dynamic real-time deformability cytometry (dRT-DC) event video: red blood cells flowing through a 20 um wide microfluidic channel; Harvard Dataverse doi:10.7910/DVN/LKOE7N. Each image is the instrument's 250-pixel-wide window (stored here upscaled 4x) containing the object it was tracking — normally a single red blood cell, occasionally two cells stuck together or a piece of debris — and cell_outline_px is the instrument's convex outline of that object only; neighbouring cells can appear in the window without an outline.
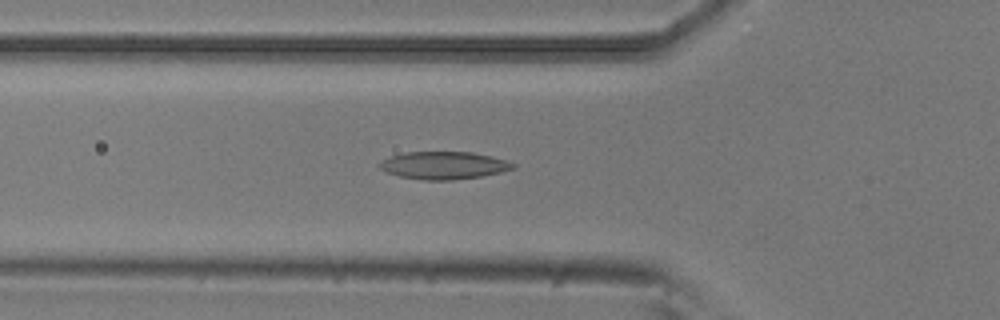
{"species": "common noctule bat (a hibernating species)", "species_latin": "Nyctalus noctula", "temperature_condition": "room temperature", "stored_images_in_passage": 45, "camera_frame_rate_fps": 3000, "um_per_image_px": 0.085, "animal": {"sex": "male", "body_mass_g": 20.5, "forearm_length_mm": 52.5}, "frame": {"image": 1, "passage_image": 10, "time_ms": 3.0, "image_size_px": [1000, 320], "cell_outline_px": [[516, 168], [484, 176], [452, 180], [420, 180], [400, 176], [388, 172], [380, 168], [376, 164], [380, 160], [388, 156], [404, 152], [472, 152], [492, 156], [508, 160], [516, 164]], "centroid_in_image_um": [37.72, 14.05], "position_along_channel_um": 88.1, "area_um2": 21.79}}
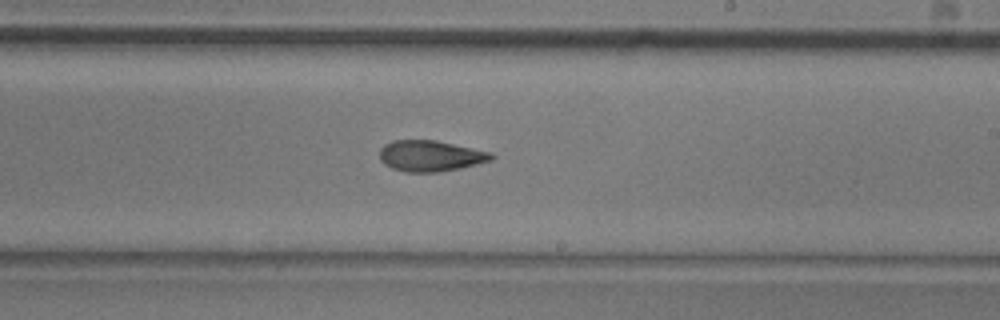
{"frame": {"image": 2, "passage_image": 23, "time_ms": 7.333, "image_size_px": [1000, 320], "cell_outline_px": [[496, 156], [492, 160], [460, 168], [440, 172], [404, 172], [392, 168], [384, 164], [380, 160], [380, 148], [384, 144], [392, 140], [436, 140], [492, 152]], "centroid_in_image_um": [36.59, 13.25], "position_along_channel_um": 252.4, "area_um2": 20.35}}
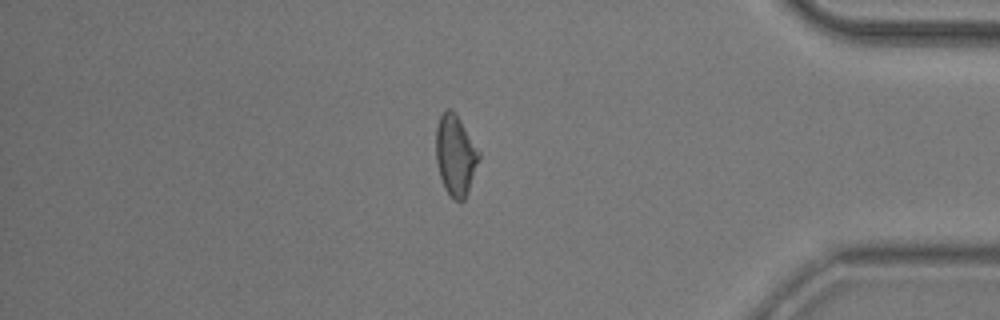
{"frame": {"image": 3, "passage_image": 37, "time_ms": 12.0, "image_size_px": [1000, 320], "cell_outline_px": [[480, 156], [468, 192], [464, 200], [456, 200], [444, 188], [440, 176], [436, 160], [436, 128], [440, 116], [448, 108], [460, 120], [480, 152]], "centroid_in_image_um": [38.71, 13.21], "position_along_channel_um": 396.5, "area_um2": 19.71}, "authors_computed_cell_mechanics": {"area_um2": 20.3456, "velocity_mm_per_s": 3.7715, "shape_relaxation_time_tau1_ms": 10.9049, "shape_relaxation_time_tau2_ms": 2.7397, "deformation_change_tau1": 0.2361, "deformation_change_tau2": 0.095}}